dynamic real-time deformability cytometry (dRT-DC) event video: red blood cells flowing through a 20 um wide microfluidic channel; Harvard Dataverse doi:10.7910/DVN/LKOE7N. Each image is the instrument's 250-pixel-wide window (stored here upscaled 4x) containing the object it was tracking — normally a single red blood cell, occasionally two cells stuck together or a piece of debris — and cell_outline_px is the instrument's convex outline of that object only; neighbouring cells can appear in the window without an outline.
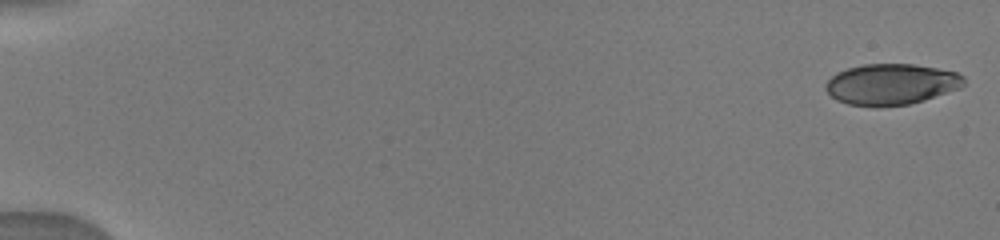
{"species": "human", "species_latin": "Homo sapiens", "temperature_condition": "warm", "stored_images_in_passage": 7, "camera_frame_rate_fps": 3000, "um_per_image_px": 0.085, "donor": {"sex": "male"}, "frame": {"image": 1, "passage_image": 1, "time_ms": 0.0, "image_size_px": [1000, 240], "cell_outline_px": [[964, 84], [960, 88], [924, 100], [908, 104], [880, 108], [848, 104], [836, 100], [824, 88], [828, 80], [836, 72], [848, 68], [864, 64], [912, 64], [936, 68], [956, 72], [964, 76]], "centroid_in_image_um": [75.73, 7.17], "position_along_channel_um": 9.3, "area_um2": 33.12}}
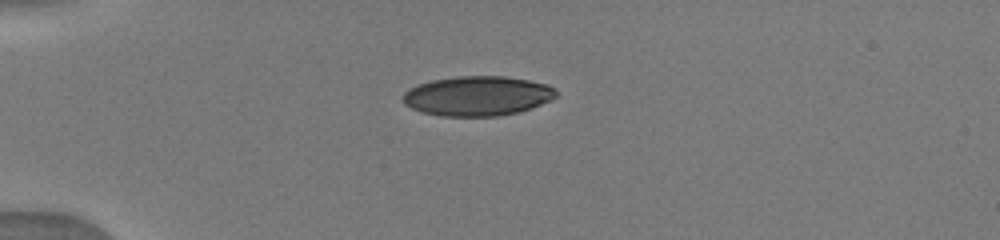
{"frame": {"image": 2, "passage_image": 6, "time_ms": 4.333, "image_size_px": [1000, 240], "cell_outline_px": [[556, 96], [532, 108], [520, 112], [496, 116], [440, 116], [424, 112], [412, 108], [404, 104], [400, 96], [408, 88], [432, 80], [456, 76], [504, 76], [528, 80], [548, 84], [556, 88]], "centroid_in_image_um": [40.56, 8.15], "position_along_channel_um": 44.4, "area_um2": 35.55}}